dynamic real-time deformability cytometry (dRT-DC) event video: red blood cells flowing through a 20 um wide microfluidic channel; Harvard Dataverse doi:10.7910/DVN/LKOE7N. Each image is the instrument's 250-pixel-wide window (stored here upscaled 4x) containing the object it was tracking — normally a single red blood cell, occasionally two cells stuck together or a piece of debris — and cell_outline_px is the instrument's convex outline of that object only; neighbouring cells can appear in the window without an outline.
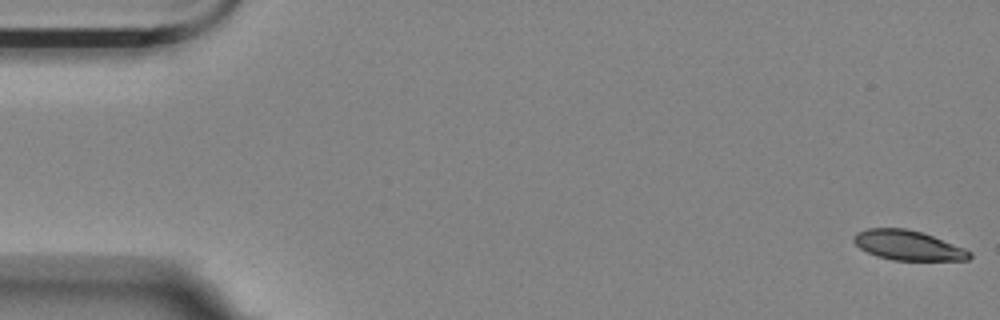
{"species": "Egyptian fruit bat (a non-hibernating species)", "species_latin": "Rousettus aegyptiacus", "temperature_condition": "room temperature", "stored_images_in_passage": 48, "camera_frame_rate_fps": 3000, "um_per_image_px": 0.085, "animal": {"sex": "female"}, "frame": {"image": 1, "passage_image": 1, "time_ms": 0.0, "image_size_px": [1000, 320], "cell_outline_px": [[972, 256], [968, 260], [892, 260], [876, 256], [860, 248], [852, 240], [852, 236], [856, 232], [868, 228], [904, 228], [920, 232], [932, 236], [964, 248], [972, 252]], "centroid_in_image_um": [77.15, 20.85], "position_along_channel_um": 7.8, "area_um2": 20.0}}
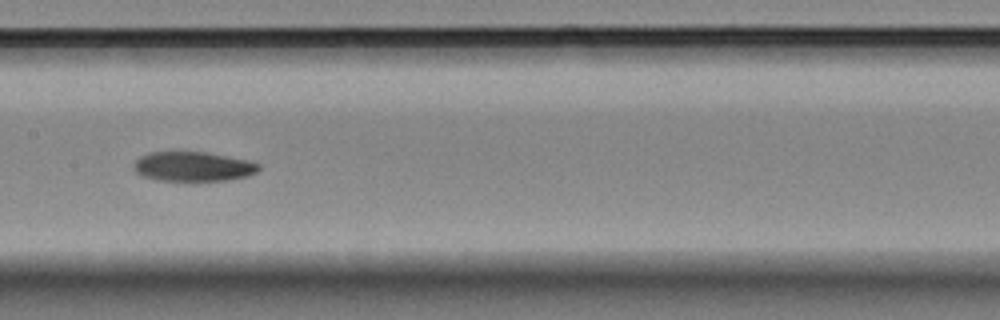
{"frame": {"image": 2, "passage_image": 28, "time_ms": 9.0, "image_size_px": [1000, 320], "cell_outline_px": [[260, 168], [256, 172], [248, 176], [228, 180], [188, 184], [156, 180], [140, 176], [132, 168], [132, 164], [140, 156], [152, 152], [204, 152], [248, 160], [260, 164]], "centroid_in_image_um": [16.37, 14.21], "position_along_channel_um": 191.0, "area_um2": 22.54}}
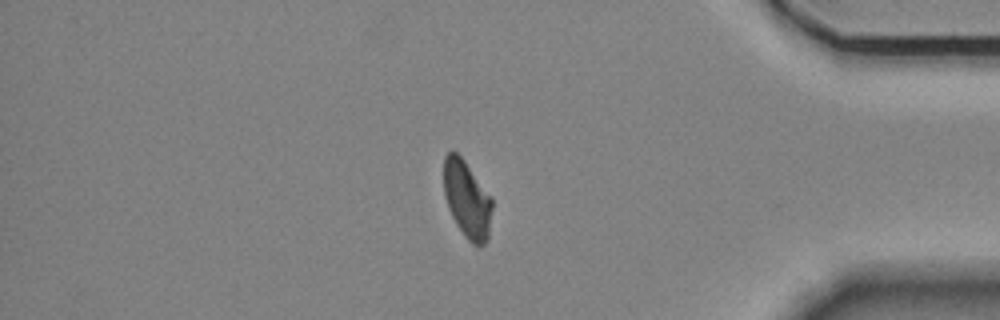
{"frame": {"image": 3, "passage_image": 48, "time_ms": 15.667, "image_size_px": [1000, 320], "cell_outline_px": [[492, 208], [488, 240], [480, 248], [472, 244], [464, 236], [456, 224], [448, 208], [444, 196], [444, 156], [448, 152], [456, 152], [464, 160], [492, 196]], "centroid_in_image_um": [39.71, 16.98], "position_along_channel_um": 395.5, "area_um2": 22.02}, "authors_computed_cell_mechanics": {"area_um2": 22.3975, "velocity_mm_per_s": 3.5173, "shape_relaxation_time_tau1_ms": 8.985, "shape_relaxation_time_tau2_ms": 8.1047, "deformation_change_tau1": 0.2138, "deformation_change_tau2": 0.1305}}